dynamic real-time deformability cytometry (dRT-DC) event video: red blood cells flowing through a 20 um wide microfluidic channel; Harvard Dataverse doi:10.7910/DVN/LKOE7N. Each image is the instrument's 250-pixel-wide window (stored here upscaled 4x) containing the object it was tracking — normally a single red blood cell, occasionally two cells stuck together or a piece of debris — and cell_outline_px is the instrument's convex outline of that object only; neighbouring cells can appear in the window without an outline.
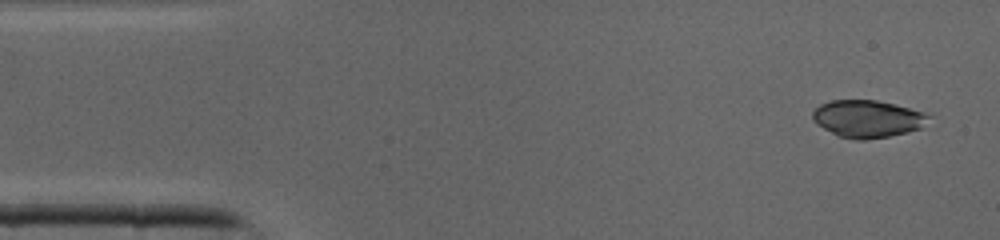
{"species": "common noctule bat (a hibernating species)", "species_latin": "Nyctalus noctula", "temperature_condition": "cold", "stored_images_in_passage": 40, "camera_frame_rate_fps": 3000, "um_per_image_px": 0.085, "animal": {"sex": "male", "body_mass_g": 19.0, "forearm_length_mm": 50.8}, "frame": {"image": 1, "passage_image": 1, "time_ms": 0.0, "image_size_px": [1000, 240], "cell_outline_px": [[932, 116], [920, 128], [908, 132], [888, 136], [864, 140], [856, 140], [840, 136], [824, 128], [812, 120], [812, 112], [820, 104], [832, 100], [876, 100], [924, 112]], "centroid_in_image_um": [73.73, 10.09], "position_along_channel_um": 11.3, "area_um2": 24.97}}
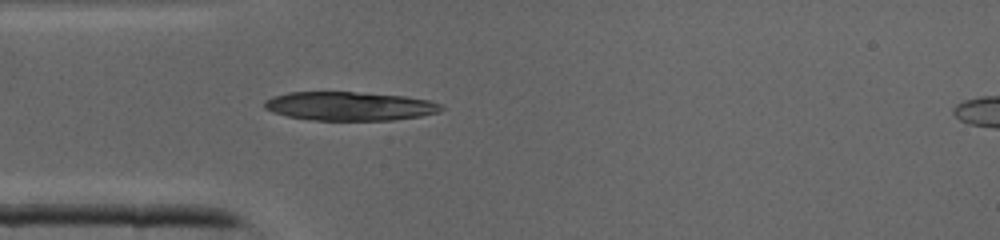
{"frame": {"image": 2, "passage_image": 10, "time_ms": 3.0, "image_size_px": [1000, 240], "cell_outline_px": [[444, 108], [440, 112], [420, 116], [392, 120], [316, 120], [288, 116], [272, 112], [264, 108], [264, 100], [272, 96], [288, 92], [352, 92], [404, 96], [428, 100], [444, 104]], "centroid_in_image_um": [29.72, 9.02], "position_along_channel_um": 55.3, "area_um2": 29.65}}